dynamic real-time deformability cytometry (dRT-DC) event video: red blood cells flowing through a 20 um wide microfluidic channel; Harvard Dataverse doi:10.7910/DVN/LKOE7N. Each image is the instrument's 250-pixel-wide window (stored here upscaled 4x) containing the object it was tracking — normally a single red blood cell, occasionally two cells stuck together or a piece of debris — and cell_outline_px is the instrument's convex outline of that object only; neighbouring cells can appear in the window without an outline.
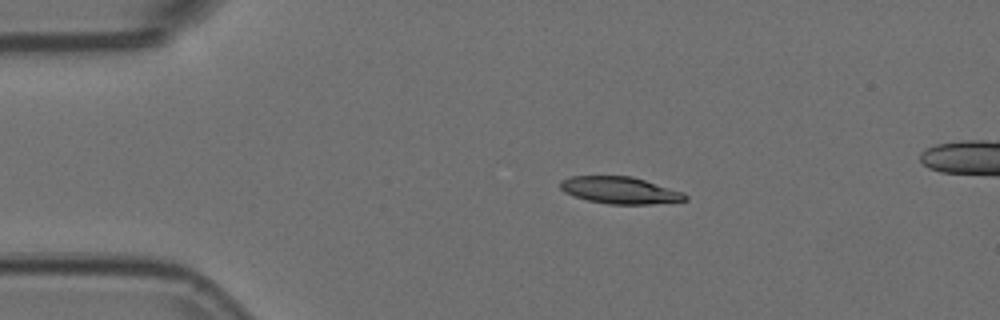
{"species": "Egyptian fruit bat (a non-hibernating species)", "species_latin": "Rousettus aegyptiacus", "temperature_condition": "room temperature", "stored_images_in_passage": 54, "camera_frame_rate_fps": 3000, "um_per_image_px": 0.085, "animal": {"sex": "female"}, "frame": {"image": 1, "passage_image": 10, "time_ms": 3.0, "image_size_px": [1000, 320], "cell_outline_px": [[688, 200], [652, 204], [608, 204], [588, 200], [564, 192], [560, 188], [560, 180], [572, 176], [632, 176], [684, 192], [688, 196]], "centroid_in_image_um": [52.72, 16.17], "position_along_channel_um": 32.3, "area_um2": 19.59}}
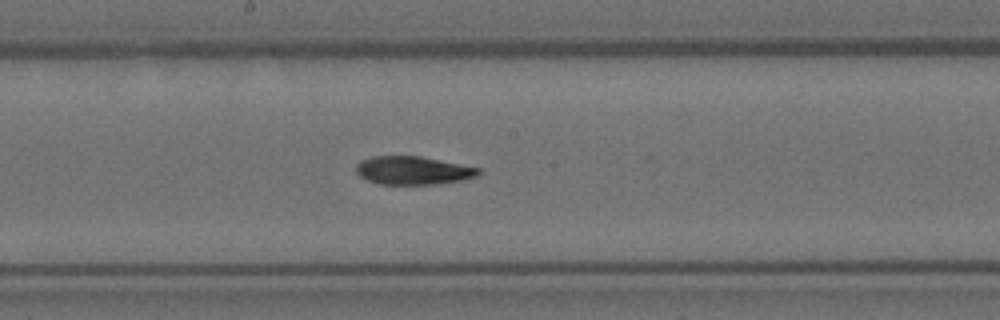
{"frame": {"image": 2, "passage_image": 28, "time_ms": 9.0, "image_size_px": [1000, 320], "cell_outline_px": [[480, 176], [464, 180], [440, 184], [380, 184], [368, 180], [360, 176], [356, 172], [356, 164], [360, 160], [372, 156], [420, 156], [480, 168]], "centroid_in_image_um": [35.13, 14.49], "position_along_channel_um": 213.1, "area_um2": 20.29}}
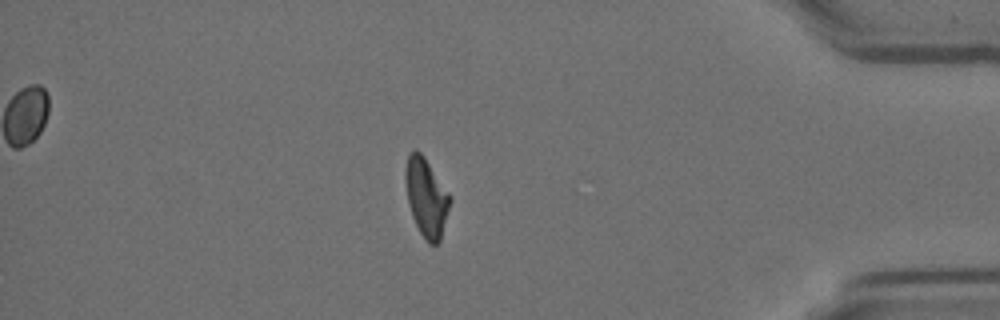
{"frame": {"image": 3, "passage_image": 46, "time_ms": 15.0, "image_size_px": [1000, 320], "cell_outline_px": [[452, 200], [440, 240], [436, 244], [428, 244], [420, 232], [412, 216], [408, 204], [404, 176], [404, 168], [408, 152], [416, 148], [424, 156], [452, 196]], "centroid_in_image_um": [36.23, 16.73], "position_along_channel_um": 399.0, "area_um2": 20.75}}